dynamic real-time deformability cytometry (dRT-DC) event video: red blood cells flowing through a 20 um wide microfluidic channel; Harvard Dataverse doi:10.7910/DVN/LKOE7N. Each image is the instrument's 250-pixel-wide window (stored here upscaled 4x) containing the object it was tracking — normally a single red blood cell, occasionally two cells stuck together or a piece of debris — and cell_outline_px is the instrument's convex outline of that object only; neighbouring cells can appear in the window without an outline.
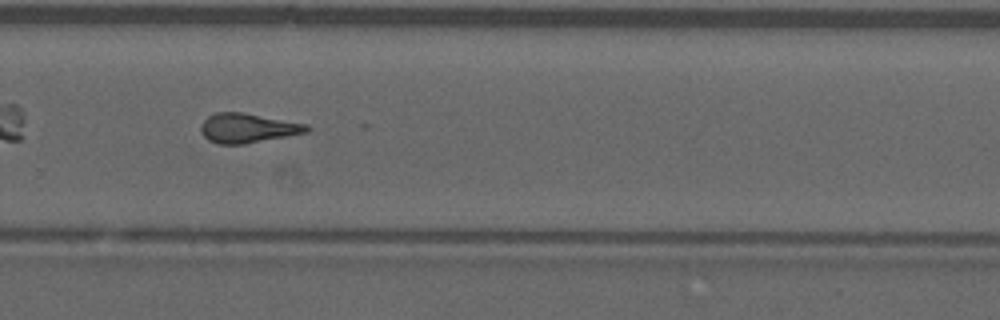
{"species": "common noctule bat (a hibernating species)", "species_latin": "Nyctalus noctula", "temperature_condition": "warm", "stored_images_in_passage": 34, "camera_frame_rate_fps": 3000, "um_per_image_px": 0.085, "animal": {"sex": "male", "forearm_length_mm": 52.5}, "frame": {"image": 1, "passage_image": 20, "time_ms": 6.333, "image_size_px": [1000, 320], "cell_outline_px": [[312, 128], [308, 132], [244, 144], [220, 144], [208, 140], [204, 136], [200, 128], [200, 124], [208, 116], [216, 112], [240, 112], [308, 124]], "centroid_in_image_um": [21.05, 10.88], "position_along_channel_um": 308.7, "area_um2": 18.09}, "authors_computed_cell_mechanics": {"area_um2": 17.8024, "velocity_mm_per_s": 3.9464, "shape_relaxation_time_tau1_ms": null, "shape_relaxation_time_tau2_ms": 2.3737, "deformation_change_tau1": null, "deformation_change_tau2": 0.1083}}